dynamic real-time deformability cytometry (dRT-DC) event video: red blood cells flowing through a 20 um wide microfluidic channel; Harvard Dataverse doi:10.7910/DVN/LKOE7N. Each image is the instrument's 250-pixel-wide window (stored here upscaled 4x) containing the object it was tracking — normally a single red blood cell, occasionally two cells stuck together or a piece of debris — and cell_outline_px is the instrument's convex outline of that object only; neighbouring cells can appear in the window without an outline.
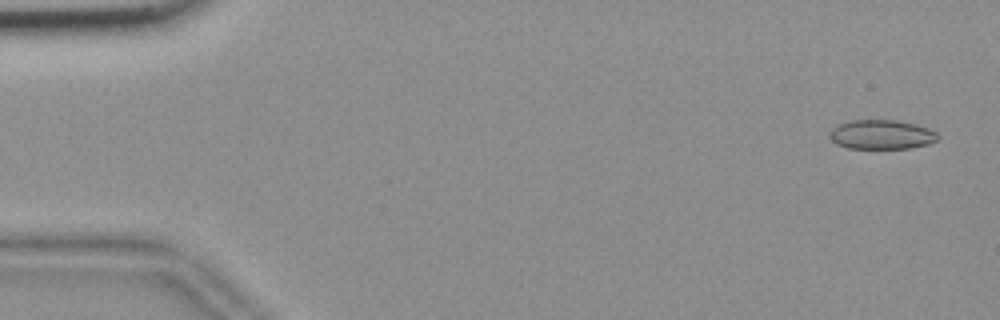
{"species": "common noctule bat (a hibernating species)", "species_latin": "Nyctalus noctula", "temperature_condition": "room temperature", "stored_images_in_passage": 34, "camera_frame_rate_fps": 3000, "um_per_image_px": 0.085, "animal": {"sex": "female", "body_mass_g": 18.4}, "frame": {"image": 1, "passage_image": 3, "time_ms": 0.667, "image_size_px": [1000, 320], "cell_outline_px": [[940, 136], [936, 140], [928, 144], [908, 148], [848, 148], [836, 144], [828, 136], [832, 128], [836, 124], [848, 120], [900, 120], [916, 124], [928, 128], [936, 132]], "centroid_in_image_um": [74.9, 11.42], "position_along_channel_um": 10.1, "area_um2": 18.67}}
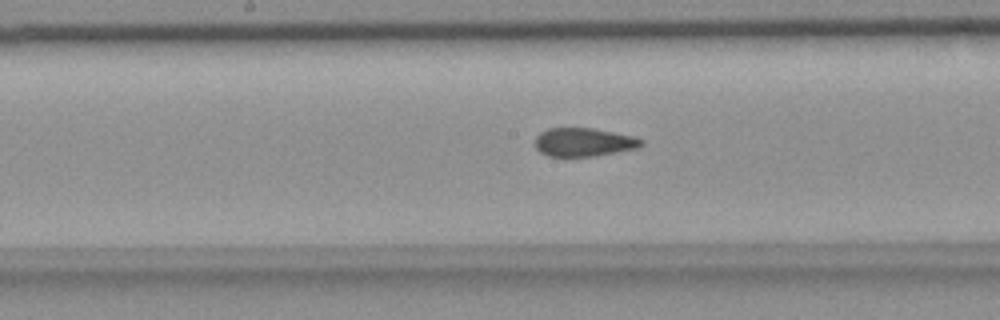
{"frame": {"image": 2, "passage_image": 29, "time_ms": 9.333, "image_size_px": [1000, 320], "cell_outline_px": [[644, 144], [640, 148], [596, 156], [548, 156], [540, 152], [536, 148], [536, 136], [540, 132], [548, 128], [592, 128], [636, 136], [644, 140]], "centroid_in_image_um": [49.67, 12.08], "position_along_channel_um": 198.5, "area_um2": 17.86}}
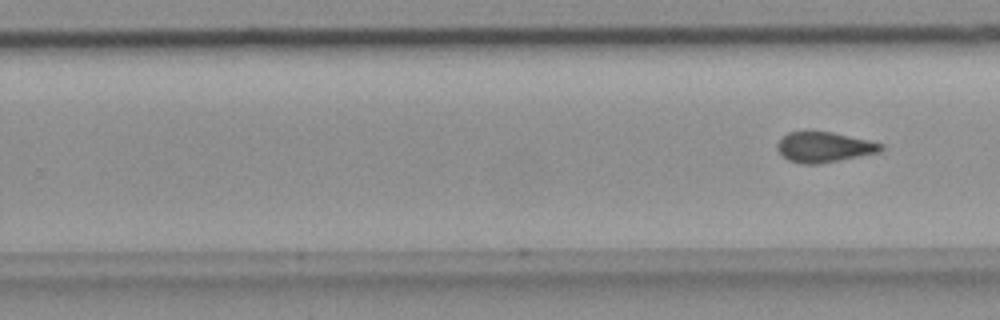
{"frame": {"image": 3, "passage_image": 34, "time_ms": 11.0, "image_size_px": [1000, 320], "cell_outline_px": [[884, 148], [880, 152], [816, 164], [804, 164], [788, 160], [776, 148], [776, 144], [788, 132], [832, 132], [868, 140], [884, 144]], "centroid_in_image_um": [70.06, 12.5], "position_along_channel_um": 259.7, "area_um2": 17.98}}